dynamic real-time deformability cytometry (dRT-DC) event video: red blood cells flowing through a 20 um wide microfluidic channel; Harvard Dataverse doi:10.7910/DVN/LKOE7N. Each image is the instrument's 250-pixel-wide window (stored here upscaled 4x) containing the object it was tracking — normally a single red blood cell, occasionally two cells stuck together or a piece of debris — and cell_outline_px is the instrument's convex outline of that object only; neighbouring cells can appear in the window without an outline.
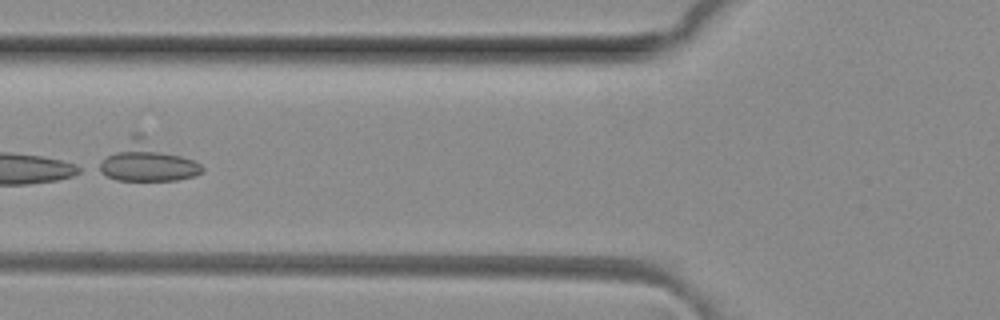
{"species": "common noctule bat (a hibernating species)", "species_latin": "Nyctalus noctula", "temperature_condition": "room temperature", "stored_images_in_passage": 6, "camera_frame_rate_fps": 3000, "um_per_image_px": 0.085, "animal": {"sex": "female", "body_mass_g": 29.2, "forearm_length_mm": 56.3}, "frame": {"image": 1, "passage_image": 5, "time_ms": 1.333, "image_size_px": [1000, 320], "cell_outline_px": [[204, 172], [192, 176], [176, 180], [116, 180], [92, 168], [100, 160], [132, 132], [140, 132], [200, 164], [204, 168]], "centroid_in_image_um": [12.43, 13.7], "position_along_channel_um": 113.4, "area_um2": 24.04}}
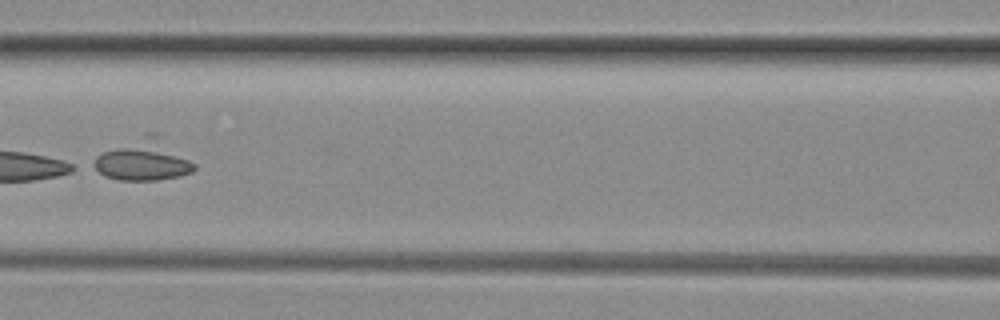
{"frame": {"image": 2, "passage_image": 6, "time_ms": 1.667, "image_size_px": [1000, 320], "cell_outline_px": [[196, 168], [192, 172], [180, 176], [156, 180], [120, 180], [104, 176], [92, 168], [88, 164], [96, 156], [104, 152], [148, 132], [156, 132], [196, 164]], "centroid_in_image_um": [12.18, 13.61], "position_along_channel_um": 154.4, "area_um2": 24.28}}